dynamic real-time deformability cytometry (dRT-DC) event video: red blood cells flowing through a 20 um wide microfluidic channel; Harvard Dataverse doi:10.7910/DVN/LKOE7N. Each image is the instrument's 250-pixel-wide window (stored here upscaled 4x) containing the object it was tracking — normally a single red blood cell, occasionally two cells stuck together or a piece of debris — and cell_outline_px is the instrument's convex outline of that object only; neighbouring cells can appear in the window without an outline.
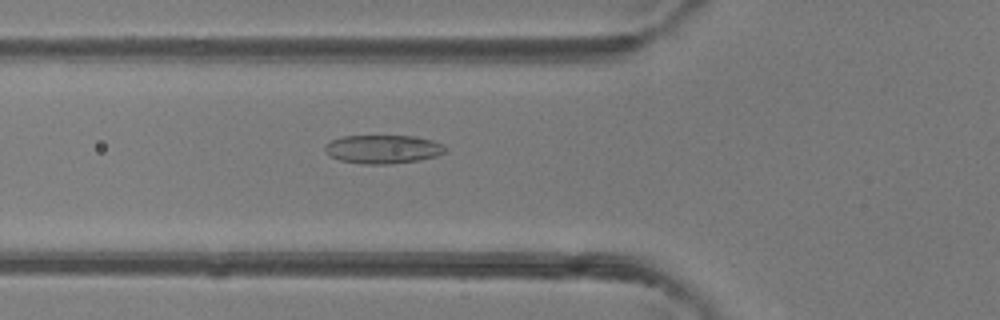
{"species": "common noctule bat (a hibernating species)", "species_latin": "Nyctalus noctula", "temperature_condition": "room temperature", "stored_images_in_passage": 46, "camera_frame_rate_fps": 3000, "um_per_image_px": 0.085, "animal": {"sex": "female"}, "frame": {"image": 1, "passage_image": 17, "time_ms": 5.333, "image_size_px": [1000, 320], "cell_outline_px": [[448, 148], [444, 152], [436, 156], [420, 160], [392, 164], [360, 164], [340, 160], [324, 152], [324, 144], [332, 140], [344, 136], [412, 136], [432, 140], [444, 144]], "centroid_in_image_um": [32.56, 12.69], "position_along_channel_um": 93.2, "area_um2": 20.17}}
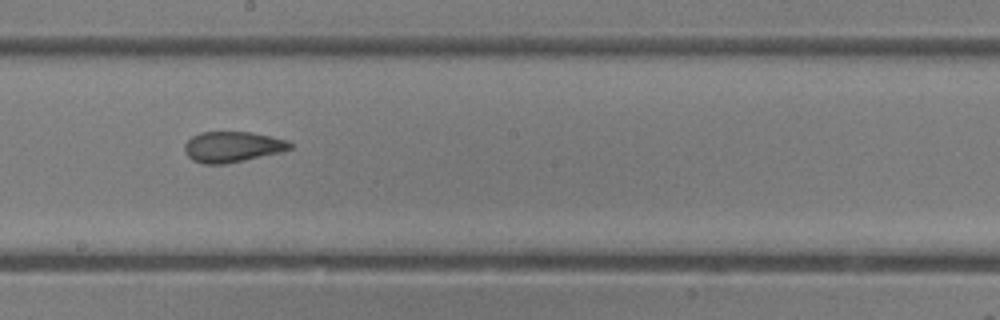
{"frame": {"image": 2, "passage_image": 26, "time_ms": 8.333, "image_size_px": [1000, 320], "cell_outline_px": [[292, 148], [280, 152], [224, 164], [204, 164], [192, 160], [184, 152], [184, 144], [192, 136], [200, 132], [252, 132], [272, 136], [288, 140], [292, 144]], "centroid_in_image_um": [19.74, 12.47], "position_along_channel_um": 228.5, "area_um2": 18.84}}
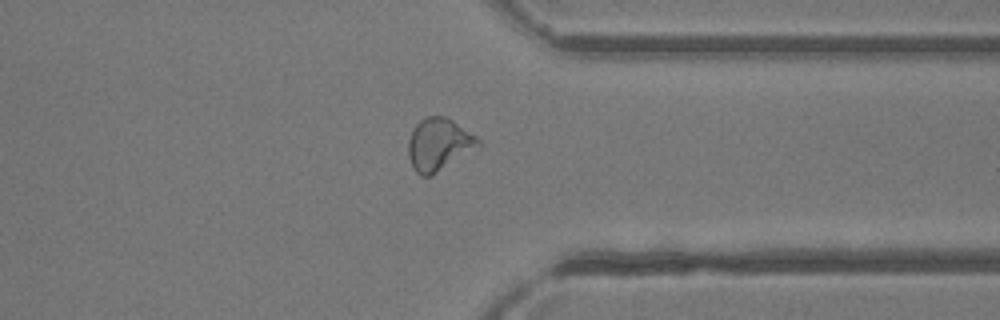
{"frame": {"image": 3, "passage_image": 36, "time_ms": 11.667, "image_size_px": [1000, 320], "cell_outline_px": [[480, 144], [432, 176], [420, 176], [412, 168], [408, 156], [408, 140], [412, 128], [424, 116], [444, 116], [452, 120], [476, 136], [480, 140]], "centroid_in_image_um": [37.23, 12.27], "position_along_channel_um": 374.2, "area_um2": 21.15}, "authors_computed_cell_mechanics": {"area_um2": 20.9525, "velocity_mm_per_s": 4.4785, "shape_relaxation_time_tau1_ms": null, "shape_relaxation_time_tau2_ms": 1.4064, "deformation_change_tau1": null, "deformation_change_tau2": 0.077}}